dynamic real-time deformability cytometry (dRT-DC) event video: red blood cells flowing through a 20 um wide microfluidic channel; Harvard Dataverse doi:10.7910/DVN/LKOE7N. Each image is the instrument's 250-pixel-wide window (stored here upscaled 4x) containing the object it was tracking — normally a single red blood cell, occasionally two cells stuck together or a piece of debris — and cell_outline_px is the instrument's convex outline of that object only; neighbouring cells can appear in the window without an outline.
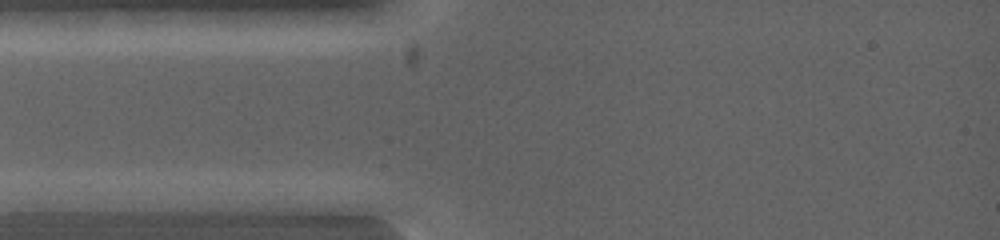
{"species": "common noctule bat (a hibernating species)", "species_latin": "Nyctalus noctula", "temperature_condition": "warm", "stored_images_in_passage": 2, "camera_frame_rate_fps": 5000, "um_per_image_px": 0.085, "animal": {"sex": "female", "body_mass_g": 19.0, "forearm_length_mm": 53.3}, "frame": {"image": 1, "passage_image": 1, "time_ms": 0.0, "image_size_px": [1000, 240], "cell_outline_px": [[124, 200], [96, 212], [16, 212], [16, 200], [100, 192]], "centroid_in_image_um": [5.78, 17.29], "position_along_channel_um": 79.2, "area_um2": 11.27}}